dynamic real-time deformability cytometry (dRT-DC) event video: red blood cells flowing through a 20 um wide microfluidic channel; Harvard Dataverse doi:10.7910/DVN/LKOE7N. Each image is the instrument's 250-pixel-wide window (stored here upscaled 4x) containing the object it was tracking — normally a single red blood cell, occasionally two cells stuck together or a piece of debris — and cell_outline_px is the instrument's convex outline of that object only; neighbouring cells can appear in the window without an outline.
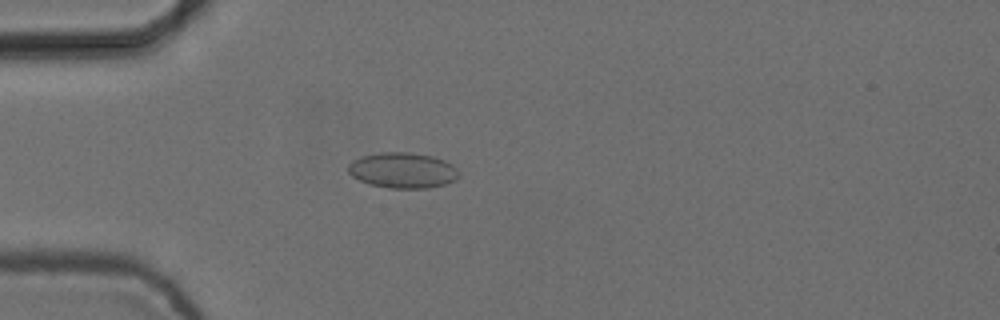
{"species": "common noctule bat (a hibernating species)", "species_latin": "Nyctalus noctula", "temperature_condition": "cold", "stored_images_in_passage": 5, "camera_frame_rate_fps": 3000, "um_per_image_px": 0.085, "animal": {"sex": "female", "body_mass_g": 24.6, "forearm_length_mm": 56.2}, "frame": {"image": 1, "passage_image": 4, "time_ms": 1.0, "image_size_px": [1000, 320], "cell_outline_px": [[456, 180], [444, 184], [428, 188], [388, 188], [372, 184], [360, 180], [352, 176], [348, 172], [348, 164], [352, 160], [360, 156], [380, 152], [412, 152], [432, 156], [444, 160], [452, 164], [456, 168]], "centroid_in_image_um": [34.19, 14.46], "position_along_channel_um": 50.8, "area_um2": 22.89}}